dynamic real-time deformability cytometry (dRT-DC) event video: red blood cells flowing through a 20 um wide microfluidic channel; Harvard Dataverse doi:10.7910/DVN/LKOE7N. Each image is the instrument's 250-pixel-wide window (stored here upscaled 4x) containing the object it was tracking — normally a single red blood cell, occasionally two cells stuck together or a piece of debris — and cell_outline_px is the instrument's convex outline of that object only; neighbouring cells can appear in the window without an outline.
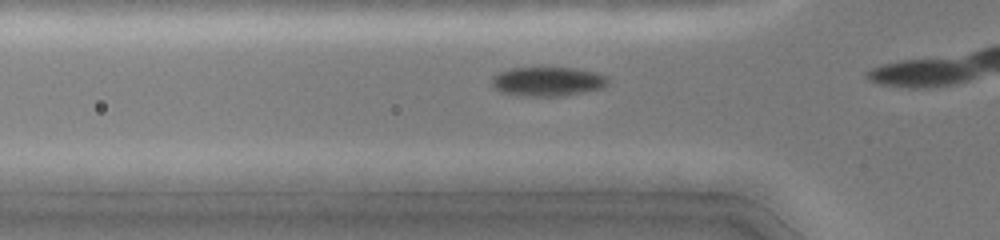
{"species": "common noctule bat (a hibernating species)", "species_latin": "Nyctalus noctula", "temperature_condition": "cold", "stored_images_in_passage": 7, "camera_frame_rate_fps": 3000, "um_per_image_px": 0.085, "animal": {"sex": "female", "body_mass_g": 19.0, "forearm_length_mm": 51.5}, "frame": {"image": 1, "passage_image": 5, "time_ms": 1.333, "image_size_px": [1000, 240], "cell_outline_px": [[608, 84], [604, 88], [584, 92], [560, 96], [524, 96], [500, 92], [492, 84], [492, 76], [500, 72], [512, 68], [572, 68], [596, 72], [608, 76]], "centroid_in_image_um": [46.59, 6.93], "position_along_channel_um": 79.2, "area_um2": 19.77}}